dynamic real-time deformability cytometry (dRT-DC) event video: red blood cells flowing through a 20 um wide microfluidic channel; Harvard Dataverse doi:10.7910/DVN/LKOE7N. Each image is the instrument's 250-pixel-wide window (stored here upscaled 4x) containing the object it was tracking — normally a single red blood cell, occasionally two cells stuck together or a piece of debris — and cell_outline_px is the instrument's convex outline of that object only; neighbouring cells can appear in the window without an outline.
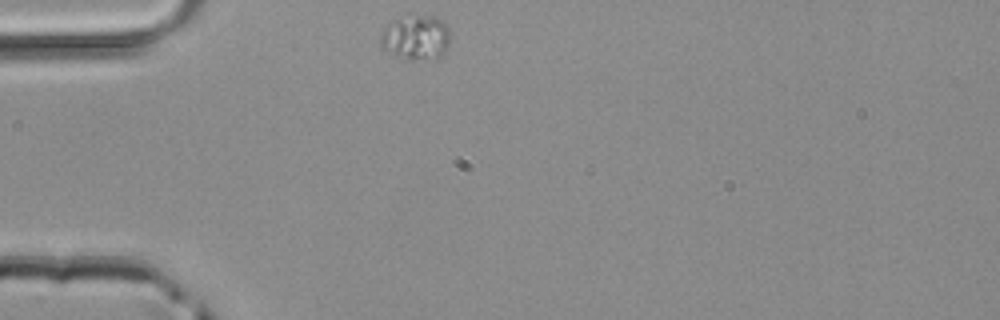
{"species": "common noctule bat (a hibernating species)", "species_latin": "Nyctalus noctula", "temperature_condition": "room temperature", "stored_images_in_passage": 35, "camera_frame_rate_fps": 3000, "um_per_image_px": 0.085, "animal": {"sex": "male", "body_mass_g": 20.4}, "frame": {"image": 1, "passage_image": 1, "time_ms": 0.0, "image_size_px": [1000, 320], "cell_outline_px": [[448, 44], [444, 52], [440, 56], [412, 60], [400, 60], [380, 48], [380, 36], [384, 28], [388, 24], [396, 20], [416, 16], [432, 16], [444, 20], [448, 28]], "centroid_in_image_um": [35.3, 3.22], "position_along_channel_um": 49.7, "area_um2": 18.03}}